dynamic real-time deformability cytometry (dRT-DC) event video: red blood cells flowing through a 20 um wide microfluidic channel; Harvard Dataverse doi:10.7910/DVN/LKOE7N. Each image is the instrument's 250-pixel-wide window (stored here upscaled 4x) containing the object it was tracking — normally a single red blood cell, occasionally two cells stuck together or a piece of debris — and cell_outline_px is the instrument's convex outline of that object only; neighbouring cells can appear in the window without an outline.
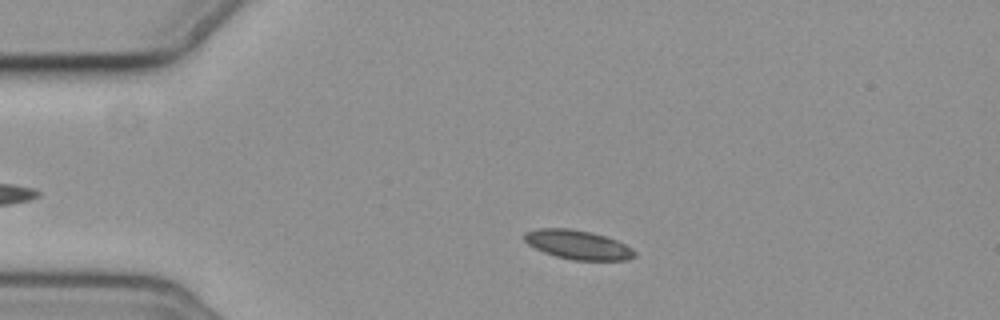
{"species": "common noctule bat (a hibernating species)", "species_latin": "Nyctalus noctula", "temperature_condition": "cold", "stored_images_in_passage": 4, "camera_frame_rate_fps": 3000, "um_per_image_px": 0.085, "animal": {"sex": "female", "body_mass_g": 19.3, "forearm_length_mm": 54.1}, "frame": {"image": 1, "passage_image": 2, "time_ms": 1.333, "image_size_px": [1000, 320], "cell_outline_px": [[636, 256], [628, 260], [572, 260], [556, 256], [544, 252], [528, 244], [524, 240], [524, 232], [540, 228], [572, 228], [592, 232], [616, 240], [632, 248], [636, 252]], "centroid_in_image_um": [49.13, 20.8], "position_along_channel_um": 35.9, "area_um2": 18.73}}
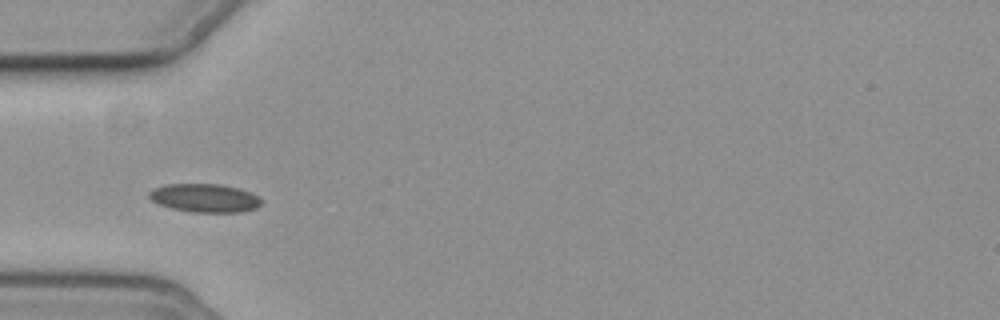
{"frame": {"image": 2, "passage_image": 4, "time_ms": 3.333, "image_size_px": [1000, 320], "cell_outline_px": [[264, 200], [256, 208], [240, 212], [192, 212], [172, 208], [160, 204], [152, 200], [148, 196], [148, 192], [152, 188], [164, 184], [220, 184], [240, 188], [252, 192], [260, 196]], "centroid_in_image_um": [17.43, 16.82], "position_along_channel_um": 67.6, "area_um2": 18.84}}